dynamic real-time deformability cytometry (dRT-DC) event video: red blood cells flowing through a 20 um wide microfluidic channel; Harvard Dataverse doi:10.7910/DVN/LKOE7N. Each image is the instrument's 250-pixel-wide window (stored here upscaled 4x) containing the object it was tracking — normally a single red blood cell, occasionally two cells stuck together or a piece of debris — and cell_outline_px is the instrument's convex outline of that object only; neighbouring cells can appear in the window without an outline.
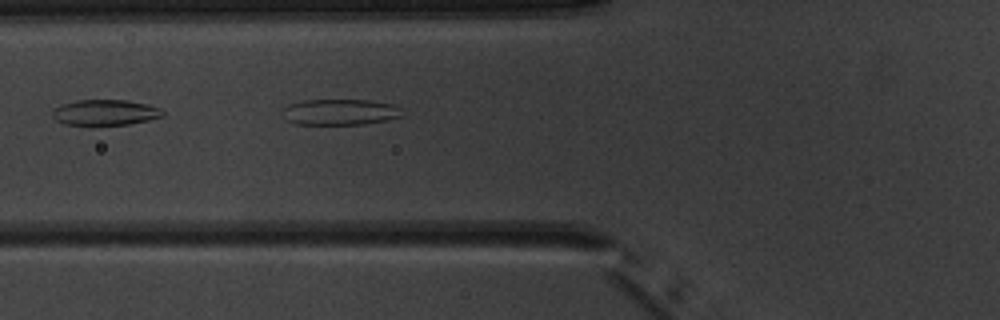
{"species": "common noctule bat (a hibernating species)", "species_latin": "Nyctalus noctula", "temperature_condition": "warm", "stored_images_in_passage": 2, "camera_frame_rate_fps": 3000, "um_per_image_px": 0.085, "animal": {"sex": "male", "body_mass_g": 20.1, "forearm_length_mm": 53.5}, "frame": {"image": 1, "passage_image": 2, "time_ms": 1.333, "image_size_px": [1000, 320], "cell_outline_px": [[404, 116], [384, 120], [360, 124], [296, 124], [288, 120], [280, 112], [280, 108], [288, 104], [300, 100], [368, 100], [396, 104]], "centroid_in_image_um": [28.85, 9.5], "position_along_channel_um": 97.0, "area_um2": 18.21}}